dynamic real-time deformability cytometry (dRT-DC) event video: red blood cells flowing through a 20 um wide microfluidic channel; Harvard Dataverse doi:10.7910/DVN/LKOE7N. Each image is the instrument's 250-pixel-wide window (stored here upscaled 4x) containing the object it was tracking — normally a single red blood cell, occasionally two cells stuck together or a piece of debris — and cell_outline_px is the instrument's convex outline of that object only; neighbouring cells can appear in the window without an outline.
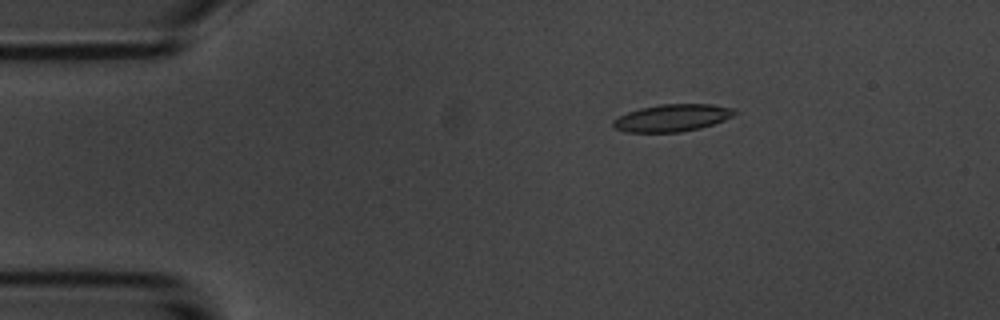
{"species": "common noctule bat (a hibernating species)", "species_latin": "Nyctalus noctula", "temperature_condition": "room temperature", "stored_images_in_passage": 5, "camera_frame_rate_fps": 3000, "um_per_image_px": 0.085, "animal": {"sex": "male", "body_mass_g": 20.1, "forearm_length_mm": 53.5}, "frame": {"image": 1, "passage_image": 3, "time_ms": 2.333, "image_size_px": [1000, 320], "cell_outline_px": [[736, 112], [732, 116], [724, 120], [700, 128], [680, 132], [624, 132], [612, 128], [612, 120], [628, 112], [640, 108], [660, 104], [712, 104], [732, 108]], "centroid_in_image_um": [57.09, 10.02], "position_along_channel_um": 27.9, "area_um2": 19.25}}